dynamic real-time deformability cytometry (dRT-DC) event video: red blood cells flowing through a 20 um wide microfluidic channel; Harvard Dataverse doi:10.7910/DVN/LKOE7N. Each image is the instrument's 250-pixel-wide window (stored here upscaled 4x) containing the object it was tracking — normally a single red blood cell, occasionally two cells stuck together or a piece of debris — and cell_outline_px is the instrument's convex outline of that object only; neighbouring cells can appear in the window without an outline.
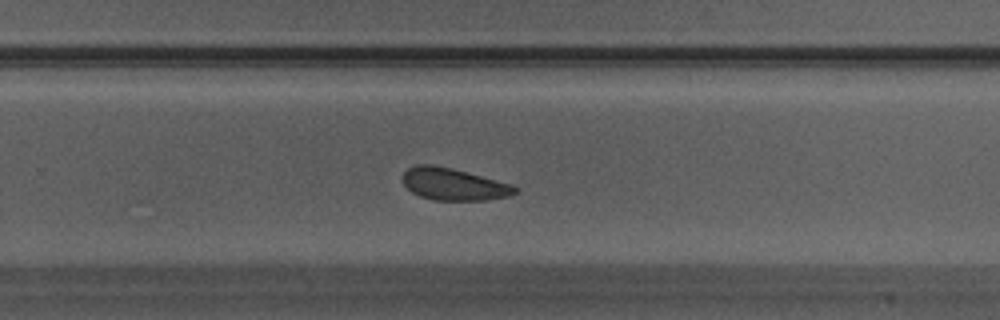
{"species": "Egyptian fruit bat (a non-hibernating species)", "species_latin": "Rousettus aegyptiacus", "temperature_condition": "warm", "stored_images_in_passage": 30, "camera_frame_rate_fps": 3000, "um_per_image_px": 0.085, "animal": {"sex": "male"}, "frame": {"image": 1, "passage_image": 18, "time_ms": 5.667, "image_size_px": [1000, 320], "cell_outline_px": [[520, 188], [516, 192], [508, 196], [484, 200], [432, 200], [420, 196], [412, 192], [404, 184], [404, 172], [408, 168], [416, 164], [432, 164], [452, 168], [512, 184]], "centroid_in_image_um": [38.57, 15.65], "position_along_channel_um": 291.2, "area_um2": 20.92}}